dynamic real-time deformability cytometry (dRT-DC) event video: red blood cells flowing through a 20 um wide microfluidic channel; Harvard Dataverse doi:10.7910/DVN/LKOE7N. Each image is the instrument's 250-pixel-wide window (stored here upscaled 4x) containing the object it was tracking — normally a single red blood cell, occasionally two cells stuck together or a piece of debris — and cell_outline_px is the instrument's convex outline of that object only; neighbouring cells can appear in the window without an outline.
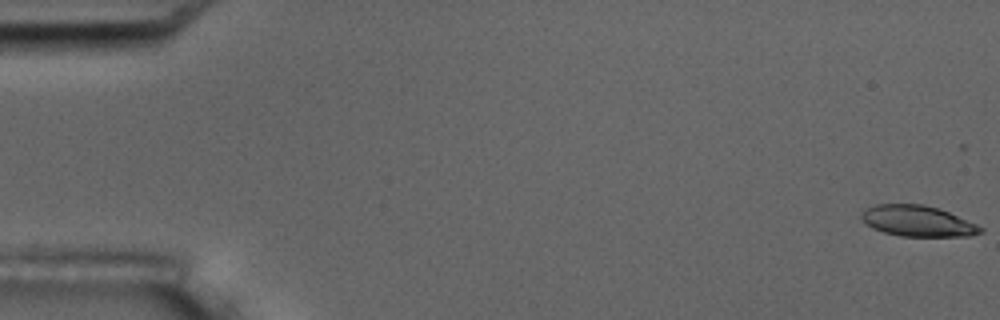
{"species": "common noctule bat (a hibernating species)", "species_latin": "Nyctalus noctula", "temperature_condition": "room temperature", "stored_images_in_passage": 5, "camera_frame_rate_fps": 3000, "um_per_image_px": 0.085, "animal": {"sex": "male", "body_mass_g": 17.5, "forearm_length_mm": 52.3}, "frame": {"image": 1, "passage_image": 1, "time_ms": 0.0, "image_size_px": [1000, 320], "cell_outline_px": [[984, 232], [968, 236], [900, 236], [884, 232], [872, 228], [864, 224], [860, 216], [860, 212], [864, 208], [876, 204], [924, 204], [948, 212], [976, 224], [984, 228]], "centroid_in_image_um": [77.94, 18.78], "position_along_channel_um": 7.1, "area_um2": 21.5}}
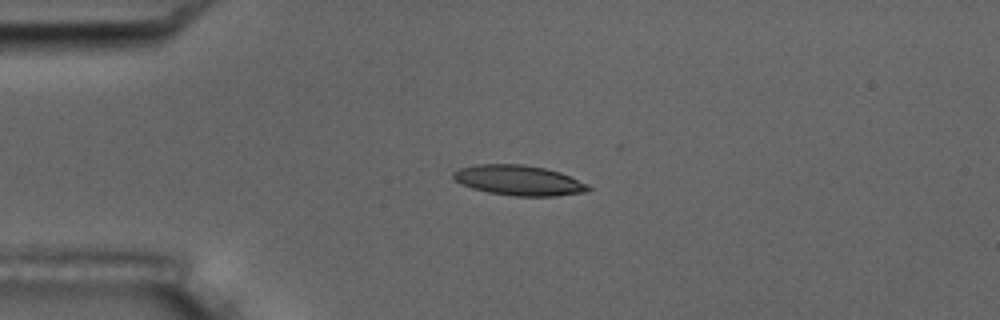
{"frame": {"image": 2, "passage_image": 4, "time_ms": 4.333, "image_size_px": [1000, 320], "cell_outline_px": [[592, 188], [588, 192], [556, 196], [516, 196], [488, 192], [472, 188], [460, 184], [452, 176], [452, 172], [460, 168], [476, 164], [524, 164], [544, 168], [560, 172], [588, 184]], "centroid_in_image_um": [44.11, 15.33], "position_along_channel_um": 40.9, "area_um2": 23.81}}